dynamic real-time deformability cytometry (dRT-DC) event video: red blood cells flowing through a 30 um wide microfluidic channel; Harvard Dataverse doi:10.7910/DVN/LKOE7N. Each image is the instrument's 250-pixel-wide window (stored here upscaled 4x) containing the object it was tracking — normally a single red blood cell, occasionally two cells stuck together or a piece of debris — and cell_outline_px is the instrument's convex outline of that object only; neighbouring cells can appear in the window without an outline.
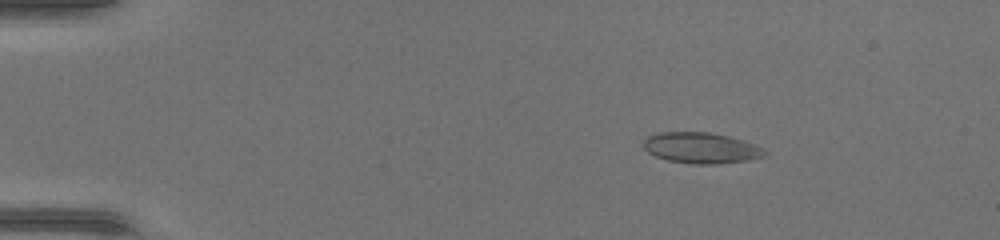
{"species": "common noctule bat (a hibernating species)", "species_latin": "Nyctalus noctula", "temperature_condition": "warm", "stored_images_in_passage": 47, "camera_frame_rate_fps": 3000, "um_per_image_px": 0.085, "animal": {"sex": "female", "body_mass_g": 17.0, "forearm_length_mm": 48.0}, "frame": {"image": 1, "passage_image": 8, "time_ms": 2.333, "image_size_px": [1000, 240], "cell_outline_px": [[768, 152], [764, 156], [748, 160], [716, 164], [696, 164], [668, 160], [656, 156], [648, 152], [640, 144], [648, 136], [660, 132], [708, 132], [728, 136], [764, 148]], "centroid_in_image_um": [59.57, 12.57], "position_along_channel_um": 25.4, "area_um2": 21.68}}
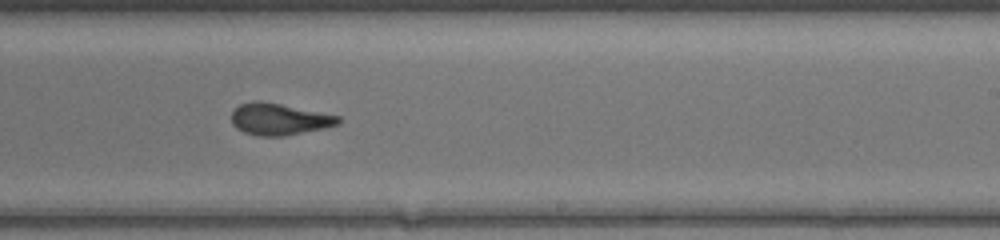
{"frame": {"image": 2, "passage_image": 30, "time_ms": 9.667, "image_size_px": [1000, 240], "cell_outline_px": [[340, 124], [324, 128], [284, 136], [260, 136], [244, 132], [236, 128], [232, 124], [232, 112], [240, 104], [252, 100], [260, 100], [340, 116]], "centroid_in_image_um": [23.71, 10.13], "position_along_channel_um": 265.3, "area_um2": 19.65}}
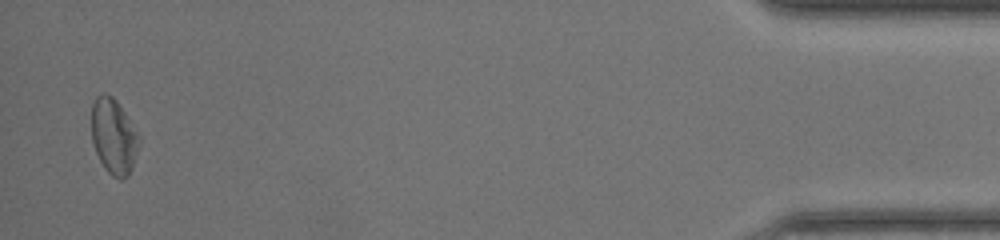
{"frame": {"image": 3, "passage_image": 46, "time_ms": 15.0, "image_size_px": [1000, 240], "cell_outline_px": [[140, 144], [132, 168], [128, 176], [124, 180], [120, 180], [112, 176], [104, 168], [96, 152], [92, 140], [92, 104], [96, 96], [104, 92], [112, 96], [116, 100], [140, 136]], "centroid_in_image_um": [9.67, 11.61], "position_along_channel_um": 425.5, "area_um2": 20.98}}